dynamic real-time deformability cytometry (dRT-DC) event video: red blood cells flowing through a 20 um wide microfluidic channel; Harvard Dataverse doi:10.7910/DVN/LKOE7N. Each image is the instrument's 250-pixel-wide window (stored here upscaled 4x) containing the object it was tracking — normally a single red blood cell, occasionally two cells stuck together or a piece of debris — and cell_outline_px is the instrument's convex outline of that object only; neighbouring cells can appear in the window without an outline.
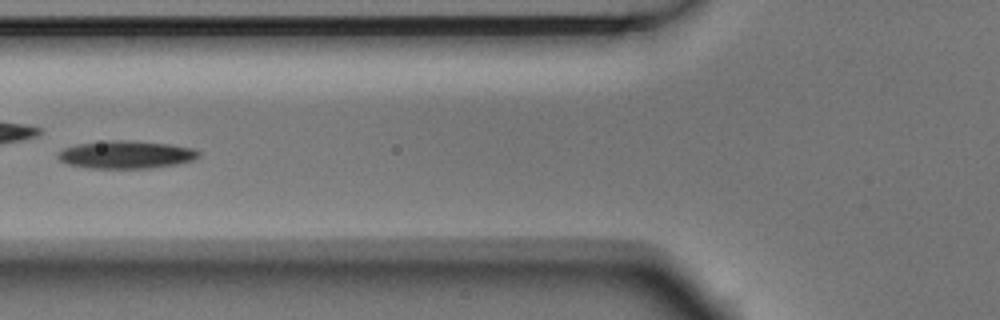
{"species": "Egyptian fruit bat (a non-hibernating species)", "species_latin": "Rousettus aegyptiacus", "temperature_condition": "room temperature", "stored_images_in_passage": 6, "camera_frame_rate_fps": 3000, "um_per_image_px": 0.085, "animal": {"sex": "male"}, "frame": {"image": 1, "passage_image": 5, "time_ms": 1.333, "image_size_px": [1000, 320], "cell_outline_px": [[200, 156], [192, 160], [176, 164], [148, 168], [88, 168], [68, 164], [60, 160], [56, 156], [64, 148], [76, 144], [108, 140], [128, 140], [168, 144], [196, 148], [200, 152]], "centroid_in_image_um": [10.72, 13.14], "position_along_channel_um": 115.1, "area_um2": 22.77}}
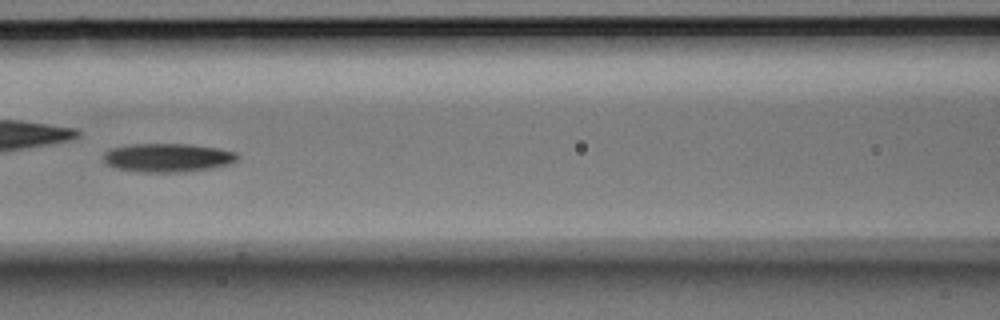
{"frame": {"image": 2, "passage_image": 6, "time_ms": 1.667, "image_size_px": [1000, 320], "cell_outline_px": [[240, 156], [232, 164], [216, 168], [184, 172], [136, 172], [112, 168], [104, 160], [104, 152], [112, 148], [132, 144], [192, 144], [216, 148], [236, 152]], "centroid_in_image_um": [14.28, 13.42], "position_along_channel_um": 152.3, "area_um2": 22.72}}